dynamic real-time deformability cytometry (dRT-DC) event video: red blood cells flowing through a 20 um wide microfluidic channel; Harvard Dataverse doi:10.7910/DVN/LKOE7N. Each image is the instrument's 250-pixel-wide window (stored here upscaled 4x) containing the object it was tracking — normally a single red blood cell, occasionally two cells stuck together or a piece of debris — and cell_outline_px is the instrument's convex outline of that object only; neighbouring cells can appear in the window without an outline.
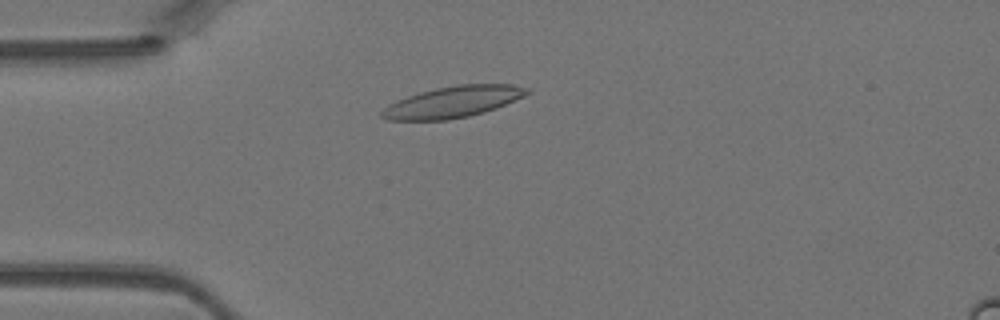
{"species": "Egyptian fruit bat (a non-hibernating species)", "species_latin": "Rousettus aegyptiacus", "temperature_condition": "warm", "stored_images_in_passage": 43, "camera_frame_rate_fps": 3000, "um_per_image_px": 0.085, "animal": {"sex": "female"}, "frame": {"image": 1, "passage_image": 10, "time_ms": 3.0, "image_size_px": [1000, 320], "cell_outline_px": [[532, 92], [524, 96], [496, 108], [484, 112], [468, 116], [448, 120], [388, 120], [380, 116], [380, 112], [388, 104], [396, 100], [420, 92], [436, 88], [460, 84], [512, 84], [532, 88]], "centroid_in_image_um": [38.52, 8.66], "position_along_channel_um": 46.5, "area_um2": 26.59}}
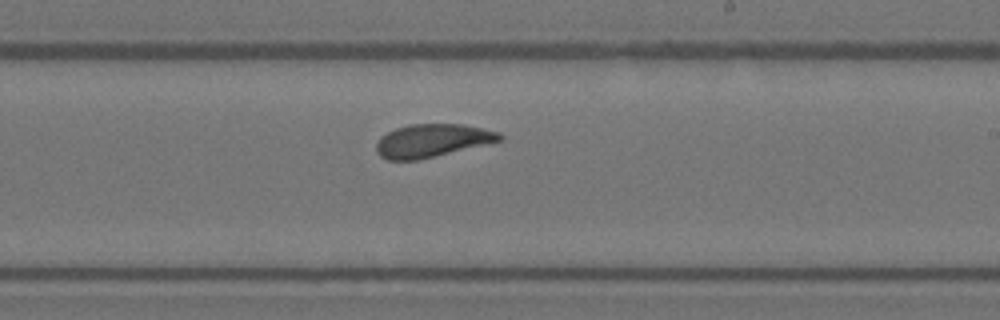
{"frame": {"image": 2, "passage_image": 25, "time_ms": 8.0, "image_size_px": [1000, 320], "cell_outline_px": [[504, 140], [416, 160], [388, 160], [380, 156], [376, 152], [376, 144], [380, 136], [396, 128], [408, 124], [464, 124], [500, 132], [504, 136]], "centroid_in_image_um": [36.73, 11.94], "position_along_channel_um": 252.3, "area_um2": 23.76}}
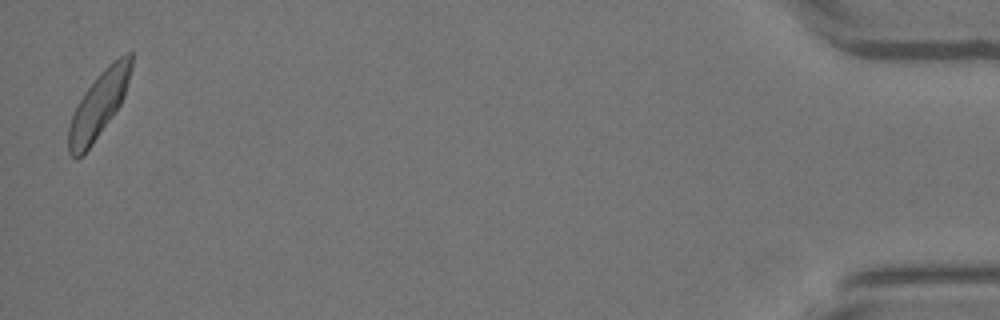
{"frame": {"image": 3, "passage_image": 43, "time_ms": 14.0, "image_size_px": [1000, 320], "cell_outline_px": [[132, 68], [124, 96], [120, 104], [112, 116], [92, 144], [76, 160], [68, 152], [68, 128], [76, 104], [84, 92], [100, 72], [108, 64], [124, 52], [132, 52]], "centroid_in_image_um": [8.39, 8.87], "position_along_channel_um": 426.8, "area_um2": 23.87}}